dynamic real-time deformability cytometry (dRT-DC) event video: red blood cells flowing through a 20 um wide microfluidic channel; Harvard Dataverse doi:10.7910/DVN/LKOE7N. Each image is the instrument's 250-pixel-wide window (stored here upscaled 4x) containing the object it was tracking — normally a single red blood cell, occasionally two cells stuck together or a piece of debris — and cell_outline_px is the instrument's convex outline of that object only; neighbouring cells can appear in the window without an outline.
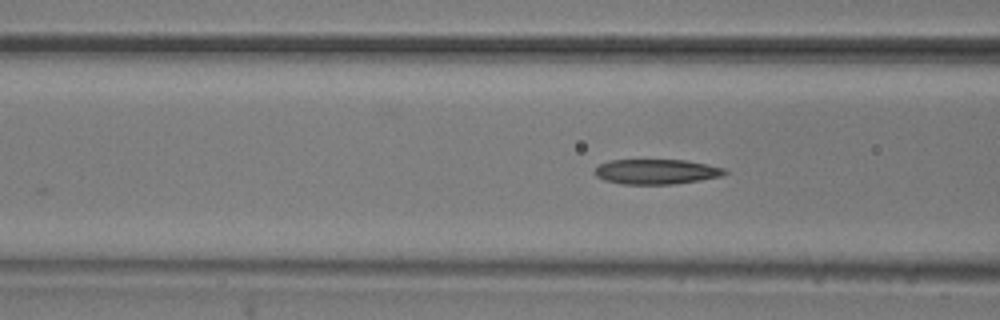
{"species": "common noctule bat (a hibernating species)", "species_latin": "Nyctalus noctula", "temperature_condition": "room temperature", "stored_images_in_passage": 5, "camera_frame_rate_fps": 3000, "um_per_image_px": 0.085, "animal": {"sex": "male", "body_mass_g": 20.5, "forearm_length_mm": 52.5}, "frame": {"image": 1, "passage_image": 5, "time_ms": 1.333, "image_size_px": [1000, 320], "cell_outline_px": [[728, 172], [720, 176], [700, 180], [672, 184], [620, 184], [604, 180], [596, 176], [596, 168], [600, 164], [608, 160], [684, 160], [708, 164], [724, 168]], "centroid_in_image_um": [55.78, 14.59], "position_along_channel_um": 110.8, "area_um2": 18.84}}